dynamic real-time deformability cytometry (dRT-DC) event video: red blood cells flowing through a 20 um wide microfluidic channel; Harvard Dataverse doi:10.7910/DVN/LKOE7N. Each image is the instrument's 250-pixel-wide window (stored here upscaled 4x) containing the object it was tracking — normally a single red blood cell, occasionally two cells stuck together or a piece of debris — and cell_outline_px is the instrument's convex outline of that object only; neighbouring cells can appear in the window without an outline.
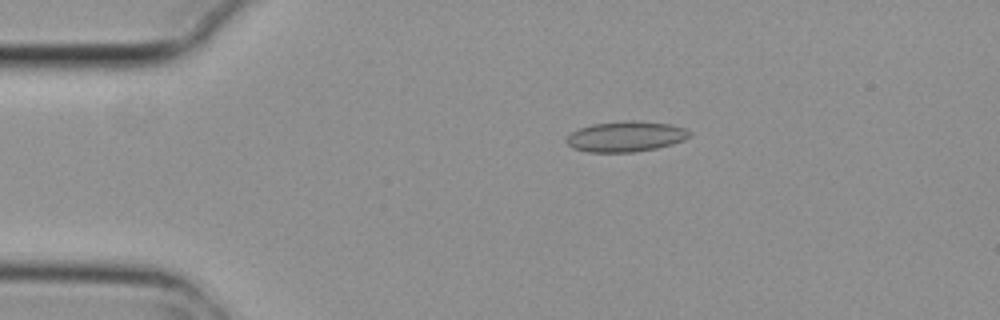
{"species": "common noctule bat (a hibernating species)", "species_latin": "Nyctalus noctula", "temperature_condition": "cold", "stored_images_in_passage": 5, "camera_frame_rate_fps": 3000, "um_per_image_px": 0.085, "animal": {"sex": "female", "body_mass_g": 29.2, "forearm_length_mm": 56.3}, "frame": {"image": 1, "passage_image": 3, "time_ms": 0.667, "image_size_px": [1000, 320], "cell_outline_px": [[692, 132], [684, 140], [672, 144], [656, 148], [632, 152], [588, 152], [572, 148], [564, 140], [572, 132], [580, 128], [592, 124], [632, 120], [636, 120], [668, 124], [684, 128]], "centroid_in_image_um": [53.17, 11.6], "position_along_channel_um": 31.8, "area_um2": 21.73}}
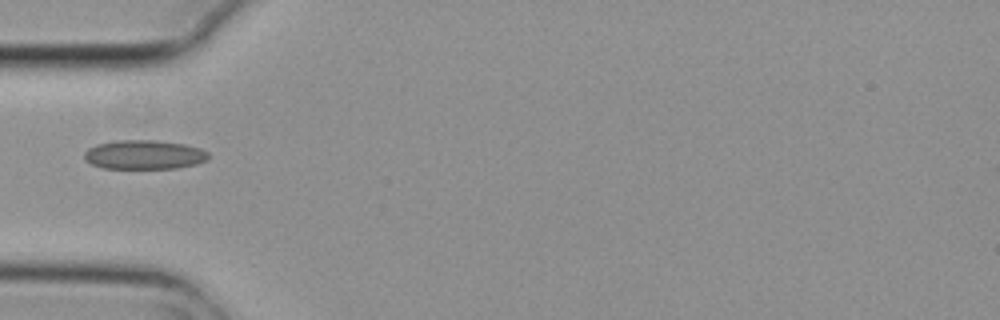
{"frame": {"image": 2, "passage_image": 5, "time_ms": 1.333, "image_size_px": [1000, 320], "cell_outline_px": [[208, 160], [196, 164], [176, 168], [104, 168], [92, 164], [84, 160], [84, 152], [88, 148], [96, 144], [116, 140], [156, 140], [184, 144], [200, 148], [208, 152]], "centroid_in_image_um": [12.24, 13.14], "position_along_channel_um": 72.8, "area_um2": 21.15}}